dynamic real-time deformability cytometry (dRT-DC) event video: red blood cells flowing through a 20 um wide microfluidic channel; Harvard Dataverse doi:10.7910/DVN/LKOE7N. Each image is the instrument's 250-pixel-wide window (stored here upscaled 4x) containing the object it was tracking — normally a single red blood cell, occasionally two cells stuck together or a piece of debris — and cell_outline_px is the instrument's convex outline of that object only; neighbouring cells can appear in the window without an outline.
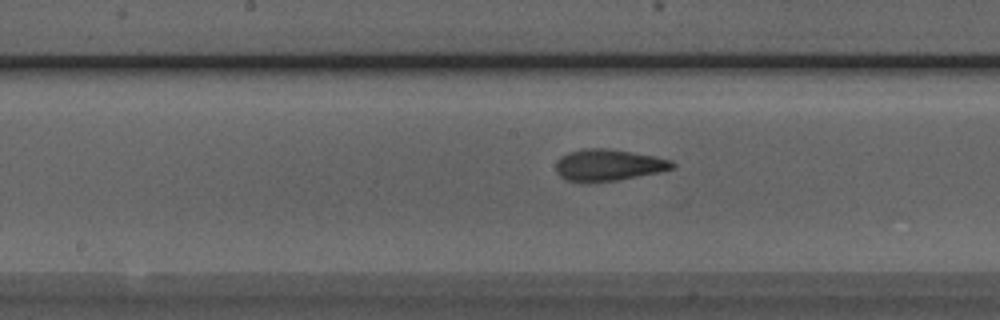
{"species": "Egyptian fruit bat (a non-hibernating species)", "species_latin": "Rousettus aegyptiacus", "temperature_condition": "room temperature", "stored_images_in_passage": 38, "camera_frame_rate_fps": 3000, "um_per_image_px": 0.085, "animal": {"sex": "male"}, "frame": {"image": 1, "passage_image": 13, "time_ms": 4.0, "image_size_px": [1000, 320], "cell_outline_px": [[676, 168], [660, 172], [620, 180], [588, 184], [580, 184], [564, 180], [556, 172], [556, 164], [560, 156], [568, 152], [584, 148], [604, 148], [656, 156], [672, 160], [676, 164]], "centroid_in_image_um": [51.69, 14.07], "position_along_channel_um": 196.5, "area_um2": 22.14}}
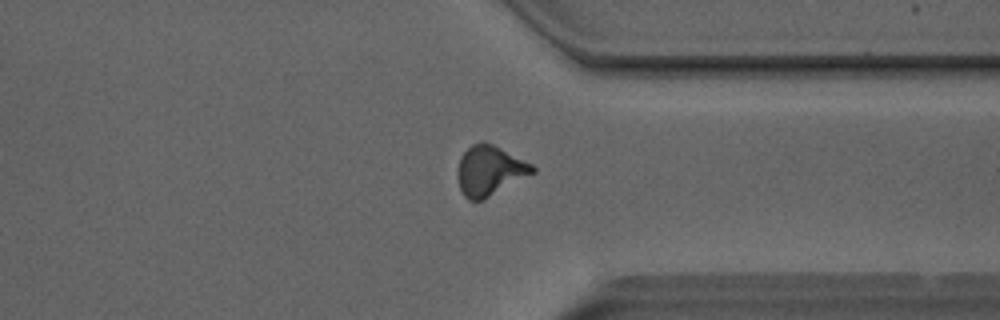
{"frame": {"image": 2, "passage_image": 26, "time_ms": 8.333, "image_size_px": [1000, 320], "cell_outline_px": [[536, 172], [484, 200], [468, 200], [464, 196], [460, 188], [456, 176], [456, 172], [460, 156], [472, 144], [480, 140], [484, 140], [532, 164], [536, 168]], "centroid_in_image_um": [41.6, 14.5], "position_along_channel_um": 369.8, "area_um2": 22.02}}
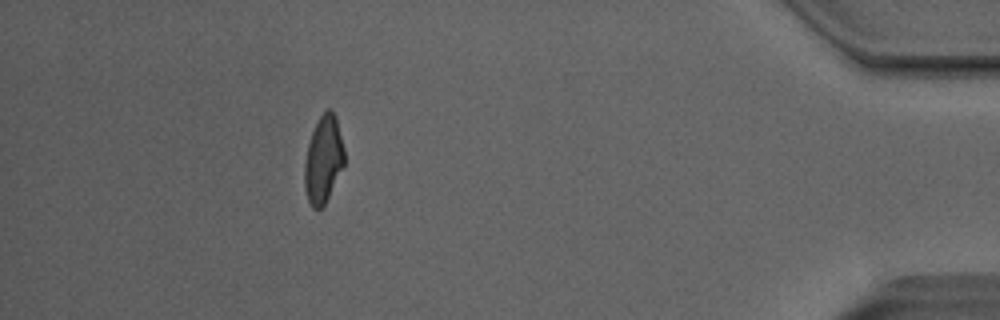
{"frame": {"image": 3, "passage_image": 33, "time_ms": 10.667, "image_size_px": [1000, 320], "cell_outline_px": [[344, 164], [324, 204], [320, 208], [312, 208], [308, 200], [304, 188], [304, 164], [308, 144], [312, 132], [320, 116], [328, 108], [332, 108], [336, 116], [344, 148]], "centroid_in_image_um": [27.48, 13.53], "position_along_channel_um": 407.7, "area_um2": 20.0}, "authors_computed_cell_mechanics": {"area_um2": 21.0392, "velocity_mm_per_s": 4.0685, "shape_relaxation_time_tau1_ms": 8.8741, "shape_relaxation_time_tau2_ms": 1.7808, "deformation_change_tau1": 0.2345, "deformation_change_tau2": 0.0959}}